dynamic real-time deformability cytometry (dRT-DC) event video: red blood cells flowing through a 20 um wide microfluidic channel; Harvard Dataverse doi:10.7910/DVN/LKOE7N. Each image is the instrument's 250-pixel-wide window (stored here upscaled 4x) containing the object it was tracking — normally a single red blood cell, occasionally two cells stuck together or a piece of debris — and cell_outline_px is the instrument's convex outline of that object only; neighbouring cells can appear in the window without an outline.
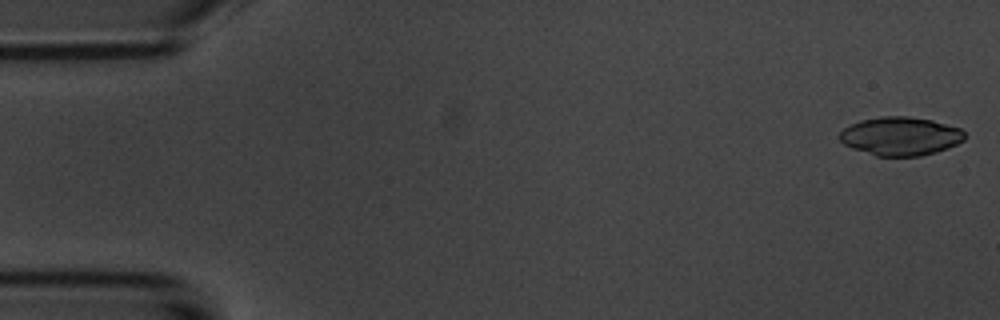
{"species": "common noctule bat (a hibernating species)", "species_latin": "Nyctalus noctula", "temperature_condition": "room temperature", "stored_images_in_passage": 53, "camera_frame_rate_fps": 3000, "um_per_image_px": 0.085, "animal": {"sex": "male", "body_mass_g": 20.1, "forearm_length_mm": 53.5}, "frame": {"image": 1, "passage_image": 1, "time_ms": 0.0, "image_size_px": [1000, 320], "cell_outline_px": [[968, 136], [964, 140], [948, 148], [936, 152], [920, 156], [876, 156], [852, 148], [844, 144], [840, 140], [840, 132], [844, 128], [860, 120], [880, 116], [908, 116], [932, 120], [960, 128]], "centroid_in_image_um": [76.56, 11.57], "position_along_channel_um": 8.4, "area_um2": 28.15}}